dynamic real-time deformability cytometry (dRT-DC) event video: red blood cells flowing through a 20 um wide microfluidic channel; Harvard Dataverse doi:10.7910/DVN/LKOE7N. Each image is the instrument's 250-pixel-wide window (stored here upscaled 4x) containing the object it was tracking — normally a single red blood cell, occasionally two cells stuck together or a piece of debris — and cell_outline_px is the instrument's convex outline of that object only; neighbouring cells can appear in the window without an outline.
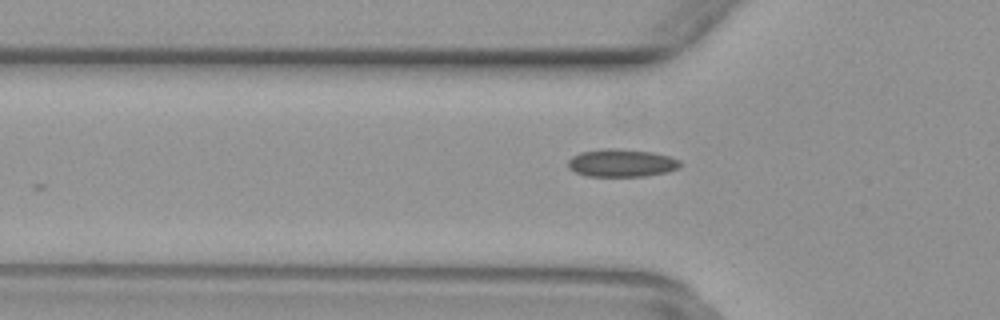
{"species": "common noctule bat (a hibernating species)", "species_latin": "Nyctalus noctula", "temperature_condition": "warm", "stored_images_in_passage": 10, "camera_frame_rate_fps": 3000, "um_per_image_px": 0.085, "animal": {"sex": "female", "body_mass_g": 29.2, "forearm_length_mm": 56.3}, "frame": {"image": 1, "passage_image": 6, "time_ms": 1.667, "image_size_px": [1000, 320], "cell_outline_px": [[680, 168], [668, 172], [644, 176], [584, 176], [568, 168], [568, 160], [572, 156], [580, 152], [604, 148], [616, 148], [652, 152], [668, 156], [680, 160]], "centroid_in_image_um": [52.82, 13.85], "position_along_channel_um": 73.0, "area_um2": 18.26}}
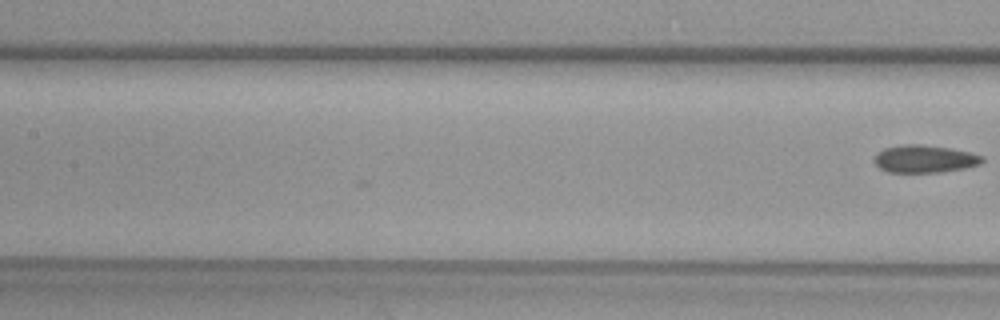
{"frame": {"image": 2, "passage_image": 10, "time_ms": 3.0, "image_size_px": [1000, 320], "cell_outline_px": [[984, 160], [980, 164], [964, 168], [940, 172], [888, 172], [880, 168], [872, 160], [876, 152], [884, 148], [900, 144], [920, 144], [952, 148], [972, 152], [984, 156]], "centroid_in_image_um": [78.58, 13.49], "position_along_channel_um": 128.8, "area_um2": 17.63}}